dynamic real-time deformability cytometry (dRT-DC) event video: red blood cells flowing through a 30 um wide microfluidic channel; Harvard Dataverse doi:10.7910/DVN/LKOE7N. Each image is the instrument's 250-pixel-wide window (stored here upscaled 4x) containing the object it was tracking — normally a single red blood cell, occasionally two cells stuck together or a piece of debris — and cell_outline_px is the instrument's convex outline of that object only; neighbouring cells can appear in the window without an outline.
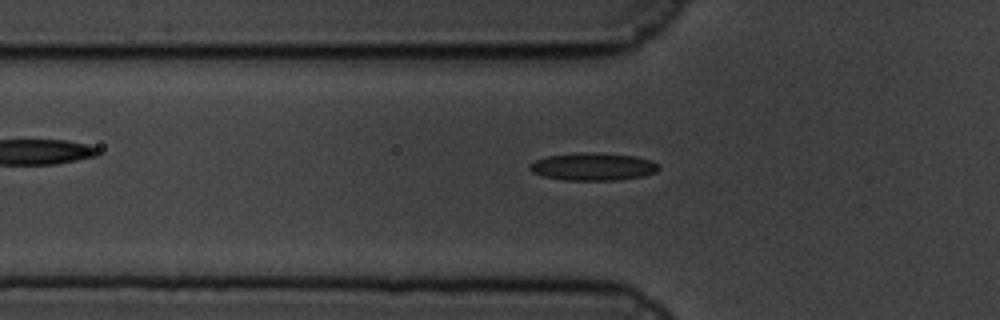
{"species": "common noctule bat (a hibernating species)", "species_latin": "Nyctalus noctula", "temperature_condition": "cold", "stored_images_in_passage": 60, "camera_frame_rate_fps": 3000, "um_per_image_px": 0.085, "animal": {"sex": "male", "body_mass_g": 19.5, "forearm_length_mm": 54.6}, "frame": {"image": 1, "passage_image": 20, "time_ms": 6.333, "image_size_px": [1000, 320], "cell_outline_px": [[660, 168], [656, 172], [644, 176], [620, 180], [564, 180], [544, 176], [532, 172], [528, 168], [528, 164], [536, 160], [548, 156], [580, 152], [592, 152], [636, 156], [652, 160], [660, 164]], "centroid_in_image_um": [50.45, 14.16], "position_along_channel_um": 75.4, "area_um2": 20.98}}
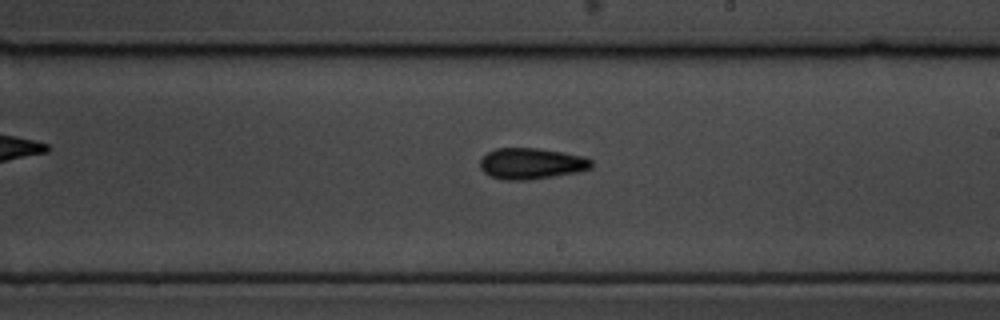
{"frame": {"image": 2, "passage_image": 35, "time_ms": 11.333, "image_size_px": [1000, 320], "cell_outline_px": [[592, 168], [580, 172], [528, 180], [504, 180], [488, 176], [480, 168], [480, 160], [488, 152], [496, 148], [536, 148], [584, 156], [592, 160]], "centroid_in_image_um": [45.16, 13.91], "position_along_channel_um": 243.8, "area_um2": 20.29}}
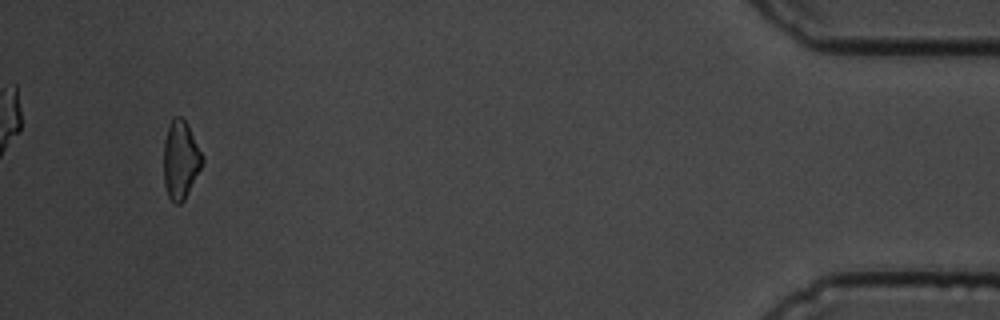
{"frame": {"image": 3, "passage_image": 57, "time_ms": 18.667, "image_size_px": [1000, 320], "cell_outline_px": [[204, 160], [184, 200], [180, 204], [176, 204], [168, 196], [164, 184], [164, 140], [168, 128], [172, 120], [176, 116], [180, 116], [188, 124], [204, 156]], "centroid_in_image_um": [15.35, 13.58], "position_along_channel_um": 419.8, "area_um2": 17.46}, "authors_computed_cell_mechanics": {"area_um2": 19.3052, "velocity_mm_per_s": 3.3655, "shape_relaxation_time_tau1_ms": 5.3817, "shape_relaxation_time_tau2_ms": 6.1204, "deformation_change_tau1": 0.1107, "deformation_change_tau2": 0.1457}}